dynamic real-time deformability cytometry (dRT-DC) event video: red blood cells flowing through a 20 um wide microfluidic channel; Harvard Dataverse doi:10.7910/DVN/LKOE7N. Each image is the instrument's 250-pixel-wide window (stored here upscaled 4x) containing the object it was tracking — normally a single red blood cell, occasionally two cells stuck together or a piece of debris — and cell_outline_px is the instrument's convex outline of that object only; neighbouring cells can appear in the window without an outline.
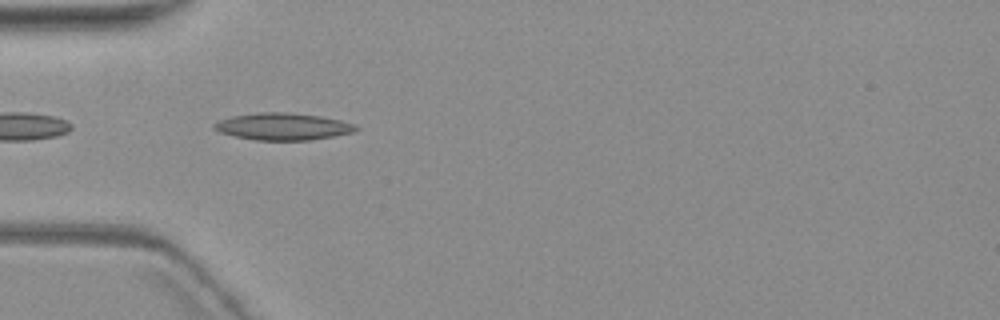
{"species": "common noctule bat (a hibernating species)", "species_latin": "Nyctalus noctula", "temperature_condition": "warm", "stored_images_in_passage": 5, "camera_frame_rate_fps": 3000, "um_per_image_px": 0.085, "animal": {"sex": "female", "body_mass_g": 19.3, "forearm_length_mm": 54.1}, "frame": {"image": 1, "passage_image": 4, "time_ms": 3.333, "image_size_px": [1000, 320], "cell_outline_px": [[360, 128], [352, 132], [312, 140], [256, 140], [236, 136], [220, 132], [212, 128], [212, 124], [220, 120], [232, 116], [256, 112], [284, 112], [320, 116], [340, 120], [352, 124]], "centroid_in_image_um": [24.01, 10.75], "position_along_channel_um": 61.0, "area_um2": 22.14}}
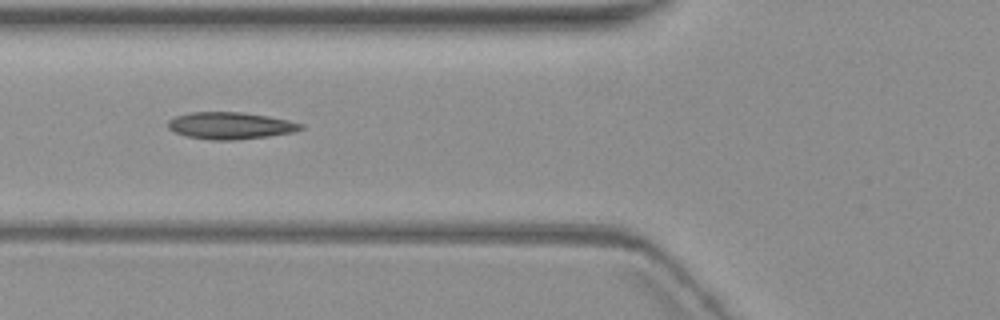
{"frame": {"image": 2, "passage_image": 5, "time_ms": 4.667, "image_size_px": [1000, 320], "cell_outline_px": [[304, 128], [292, 132], [268, 136], [236, 140], [212, 140], [184, 136], [168, 128], [168, 120], [176, 116], [192, 112], [240, 112], [268, 116], [288, 120], [304, 124]], "centroid_in_image_um": [19.58, 10.68], "position_along_channel_um": 106.2, "area_um2": 20.81}}